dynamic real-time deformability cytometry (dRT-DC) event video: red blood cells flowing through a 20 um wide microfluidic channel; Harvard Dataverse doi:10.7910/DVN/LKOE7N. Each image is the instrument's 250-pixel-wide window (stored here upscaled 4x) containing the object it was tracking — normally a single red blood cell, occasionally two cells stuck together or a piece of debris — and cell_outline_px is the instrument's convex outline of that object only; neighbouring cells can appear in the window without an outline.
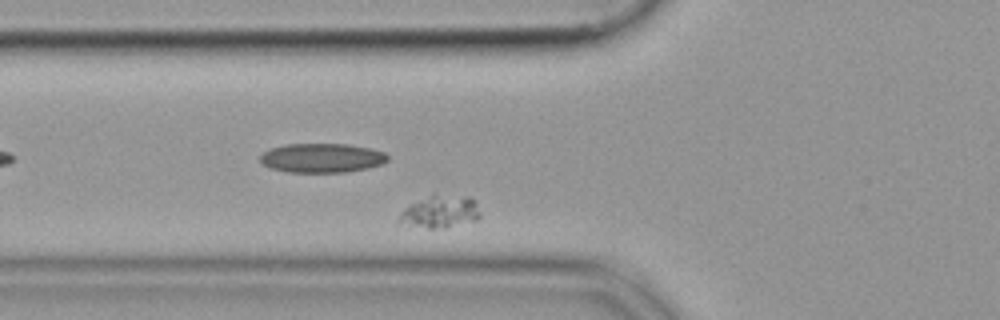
{"species": "common noctule bat (a hibernating species)", "species_latin": "Nyctalus noctula", "temperature_condition": "cold", "stored_images_in_passage": 34, "camera_frame_rate_fps": 3000, "um_per_image_px": 0.085, "animal": {"sex": "female", "body_mass_g": 19.9}, "frame": {"image": 1, "passage_image": 6, "time_ms": 1.667, "image_size_px": [1000, 320], "cell_outline_px": [[480, 216], [476, 220], [444, 228], [428, 228], [396, 224], [396, 220], [400, 212], [412, 204], [432, 192], [468, 196], [476, 204], [480, 212]], "centroid_in_image_um": [37.36, 17.98], "position_along_channel_um": 88.4, "area_um2": 15.78}}
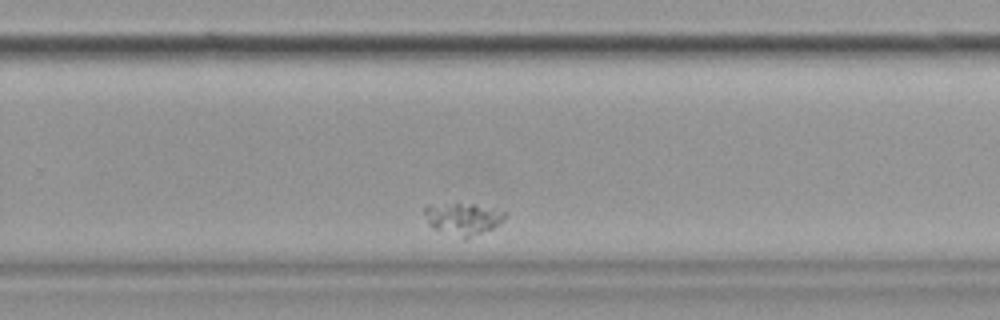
{"frame": {"image": 2, "passage_image": 25, "time_ms": 8.0, "image_size_px": [1000, 320], "cell_outline_px": [[504, 220], [492, 228], [464, 240], [432, 228], [428, 224], [424, 212], [424, 208], [428, 204], [476, 204], [492, 208], [504, 212]], "centroid_in_image_um": [39.3, 18.61], "position_along_channel_um": 290.5, "area_um2": 14.97}}